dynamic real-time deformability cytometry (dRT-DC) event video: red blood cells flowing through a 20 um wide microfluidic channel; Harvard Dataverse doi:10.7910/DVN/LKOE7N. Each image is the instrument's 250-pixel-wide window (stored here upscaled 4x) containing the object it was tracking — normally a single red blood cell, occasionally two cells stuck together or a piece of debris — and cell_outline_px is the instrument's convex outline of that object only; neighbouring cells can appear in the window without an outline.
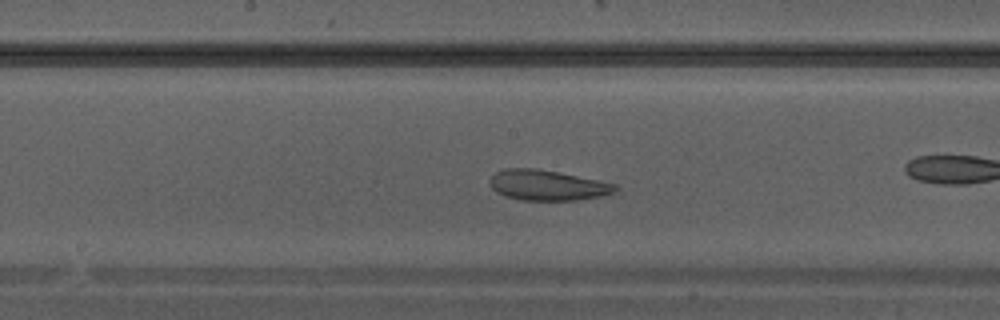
{"species": "Egyptian fruit bat (a non-hibernating species)", "species_latin": "Rousettus aegyptiacus", "temperature_condition": "warm", "stored_images_in_passage": 32, "camera_frame_rate_fps": 3000, "um_per_image_px": 0.085, "animal": {"sex": "male"}, "frame": {"image": 1, "passage_image": 14, "time_ms": 4.333, "image_size_px": [1000, 320], "cell_outline_px": [[620, 188], [616, 192], [600, 196], [580, 200], [520, 200], [504, 196], [496, 192], [492, 188], [492, 176], [496, 172], [504, 168], [536, 168], [616, 184]], "centroid_in_image_um": [46.54, 15.75], "position_along_channel_um": 201.7, "area_um2": 22.02}}